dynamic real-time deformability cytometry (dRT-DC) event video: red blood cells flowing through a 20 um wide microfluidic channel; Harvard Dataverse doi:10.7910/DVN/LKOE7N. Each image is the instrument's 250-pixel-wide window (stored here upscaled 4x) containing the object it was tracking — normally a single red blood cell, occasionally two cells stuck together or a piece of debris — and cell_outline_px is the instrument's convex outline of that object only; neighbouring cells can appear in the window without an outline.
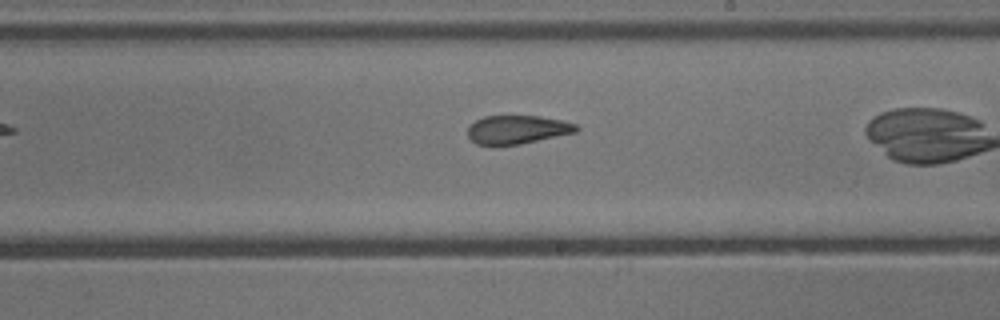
{"species": "common noctule bat (a hibernating species)", "species_latin": "Nyctalus noctula", "temperature_condition": "cold", "stored_images_in_passage": 29, "camera_frame_rate_fps": 3000, "um_per_image_px": 0.085, "animal": {"sex": "male", "body_mass_g": 13.3}, "frame": {"image": 1, "passage_image": 28, "time_ms": 9.0, "image_size_px": [1000, 320], "cell_outline_px": [[580, 128], [576, 132], [520, 144], [492, 148], [476, 144], [468, 136], [468, 128], [476, 120], [484, 116], [540, 116], [564, 120], [576, 124]], "centroid_in_image_um": [43.94, 11.04], "position_along_channel_um": 245.1, "area_um2": 18.5}}